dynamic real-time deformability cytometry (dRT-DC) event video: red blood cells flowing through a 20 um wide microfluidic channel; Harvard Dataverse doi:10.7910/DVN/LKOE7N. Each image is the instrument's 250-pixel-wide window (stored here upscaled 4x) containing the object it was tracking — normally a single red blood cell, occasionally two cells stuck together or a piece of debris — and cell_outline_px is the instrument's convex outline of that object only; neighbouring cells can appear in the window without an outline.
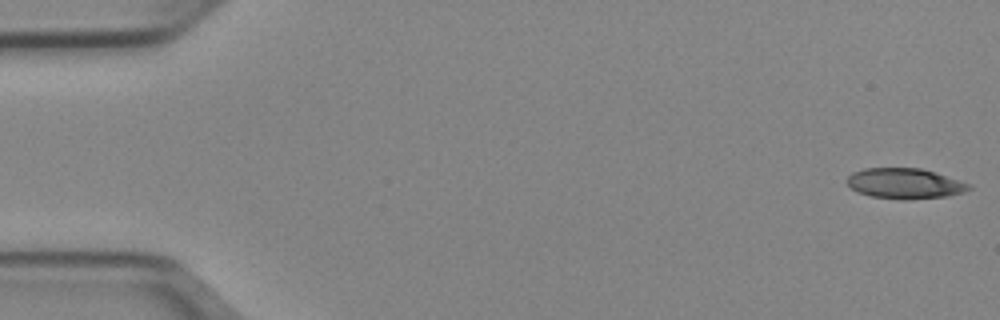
{"species": "Egyptian fruit bat (a non-hibernating species)", "species_latin": "Rousettus aegyptiacus", "temperature_condition": "cold", "stored_images_in_passage": 51, "camera_frame_rate_fps": 3000, "um_per_image_px": 0.085, "animal": {"sex": "female"}, "frame": {"image": 1, "passage_image": 1, "time_ms": 0.0, "image_size_px": [1000, 320], "cell_outline_px": [[972, 188], [964, 192], [948, 196], [904, 200], [900, 200], [872, 196], [860, 192], [852, 188], [848, 184], [848, 176], [852, 172], [864, 168], [920, 168], [972, 184]], "centroid_in_image_um": [76.94, 15.6], "position_along_channel_um": 8.1, "area_um2": 21.5}}
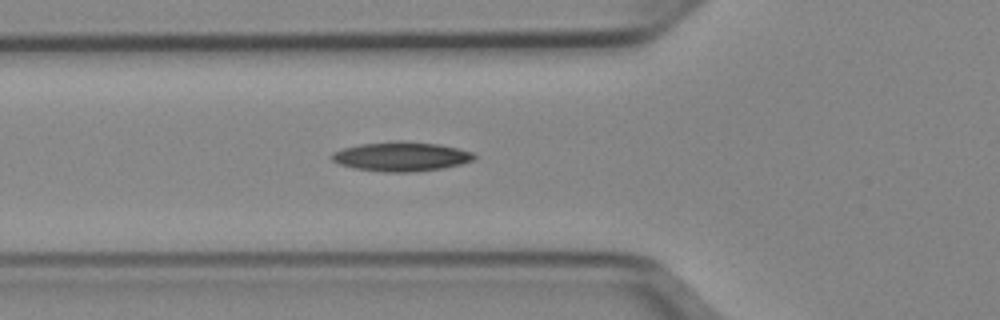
{"frame": {"image": 2, "passage_image": 18, "time_ms": 5.667, "image_size_px": [1000, 320], "cell_outline_px": [[476, 160], [444, 168], [408, 172], [384, 172], [356, 168], [340, 164], [332, 160], [332, 152], [344, 148], [360, 144], [396, 140], [404, 140], [440, 144], [472, 152], [476, 156]], "centroid_in_image_um": [34.13, 13.29], "position_along_channel_um": 91.7, "area_um2": 24.39}}
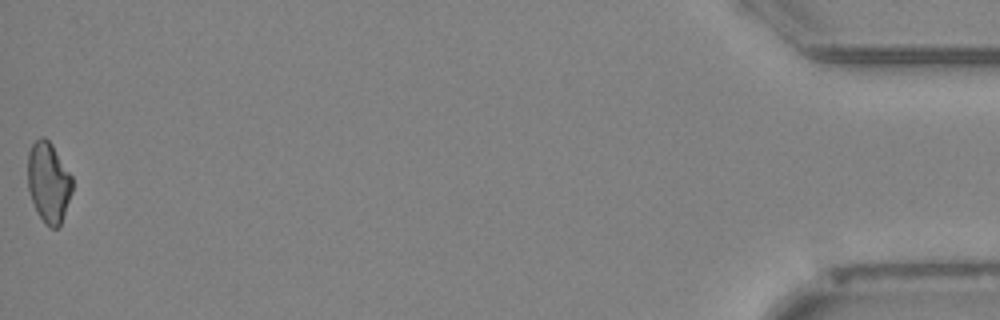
{"frame": {"image": 3, "passage_image": 51, "time_ms": 16.667, "image_size_px": [1000, 320], "cell_outline_px": [[72, 192], [60, 224], [56, 228], [52, 228], [36, 212], [28, 188], [28, 152], [32, 144], [40, 136], [44, 136], [52, 144], [72, 176]], "centroid_in_image_um": [4.12, 15.45], "position_along_channel_um": 431.1, "area_um2": 20.63}}